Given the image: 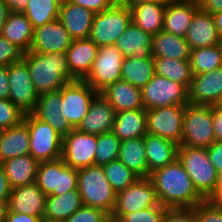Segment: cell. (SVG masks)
<instances>
[{"mask_svg":"<svg viewBox=\"0 0 222 222\" xmlns=\"http://www.w3.org/2000/svg\"><path fill=\"white\" fill-rule=\"evenodd\" d=\"M149 178L159 203L167 208H194L205 200L178 159L151 172Z\"/></svg>","mask_w":222,"mask_h":222,"instance_id":"cell-1","label":"cell"},{"mask_svg":"<svg viewBox=\"0 0 222 222\" xmlns=\"http://www.w3.org/2000/svg\"><path fill=\"white\" fill-rule=\"evenodd\" d=\"M23 60L39 95L59 91L76 80L69 71L66 52L40 54L28 51Z\"/></svg>","mask_w":222,"mask_h":222,"instance_id":"cell-2","label":"cell"},{"mask_svg":"<svg viewBox=\"0 0 222 222\" xmlns=\"http://www.w3.org/2000/svg\"><path fill=\"white\" fill-rule=\"evenodd\" d=\"M78 170V190L84 206L104 210L110 216L115 208L117 193L106 179L102 166L91 165Z\"/></svg>","mask_w":222,"mask_h":222,"instance_id":"cell-3","label":"cell"},{"mask_svg":"<svg viewBox=\"0 0 222 222\" xmlns=\"http://www.w3.org/2000/svg\"><path fill=\"white\" fill-rule=\"evenodd\" d=\"M178 160L191 178L197 192L208 200L217 187L218 173L205 148L178 147Z\"/></svg>","mask_w":222,"mask_h":222,"instance_id":"cell-4","label":"cell"},{"mask_svg":"<svg viewBox=\"0 0 222 222\" xmlns=\"http://www.w3.org/2000/svg\"><path fill=\"white\" fill-rule=\"evenodd\" d=\"M131 22L129 6L115 2L107 10L95 13L89 38L98 47L115 45Z\"/></svg>","mask_w":222,"mask_h":222,"instance_id":"cell-5","label":"cell"},{"mask_svg":"<svg viewBox=\"0 0 222 222\" xmlns=\"http://www.w3.org/2000/svg\"><path fill=\"white\" fill-rule=\"evenodd\" d=\"M215 142L212 106L187 104L180 146L209 148Z\"/></svg>","mask_w":222,"mask_h":222,"instance_id":"cell-6","label":"cell"},{"mask_svg":"<svg viewBox=\"0 0 222 222\" xmlns=\"http://www.w3.org/2000/svg\"><path fill=\"white\" fill-rule=\"evenodd\" d=\"M30 133V155L38 162L54 161L62 156L63 136L32 113L23 120Z\"/></svg>","mask_w":222,"mask_h":222,"instance_id":"cell-7","label":"cell"},{"mask_svg":"<svg viewBox=\"0 0 222 222\" xmlns=\"http://www.w3.org/2000/svg\"><path fill=\"white\" fill-rule=\"evenodd\" d=\"M141 95L146 111L164 106L188 104V89L183 84L157 74L141 89Z\"/></svg>","mask_w":222,"mask_h":222,"instance_id":"cell-8","label":"cell"},{"mask_svg":"<svg viewBox=\"0 0 222 222\" xmlns=\"http://www.w3.org/2000/svg\"><path fill=\"white\" fill-rule=\"evenodd\" d=\"M123 60L124 56L115 45L99 47L92 68L83 80L100 93L108 85L121 80Z\"/></svg>","mask_w":222,"mask_h":222,"instance_id":"cell-9","label":"cell"},{"mask_svg":"<svg viewBox=\"0 0 222 222\" xmlns=\"http://www.w3.org/2000/svg\"><path fill=\"white\" fill-rule=\"evenodd\" d=\"M98 94L84 80H74L61 88V114L73 128H77L89 112L92 100Z\"/></svg>","mask_w":222,"mask_h":222,"instance_id":"cell-10","label":"cell"},{"mask_svg":"<svg viewBox=\"0 0 222 222\" xmlns=\"http://www.w3.org/2000/svg\"><path fill=\"white\" fill-rule=\"evenodd\" d=\"M186 105H171L146 111L147 133L181 145Z\"/></svg>","mask_w":222,"mask_h":222,"instance_id":"cell-11","label":"cell"},{"mask_svg":"<svg viewBox=\"0 0 222 222\" xmlns=\"http://www.w3.org/2000/svg\"><path fill=\"white\" fill-rule=\"evenodd\" d=\"M8 99L23 113H32L39 99L25 61L11 63L8 67Z\"/></svg>","mask_w":222,"mask_h":222,"instance_id":"cell-12","label":"cell"},{"mask_svg":"<svg viewBox=\"0 0 222 222\" xmlns=\"http://www.w3.org/2000/svg\"><path fill=\"white\" fill-rule=\"evenodd\" d=\"M97 141V134H89L74 128L63 137L61 158L66 165L76 169L95 165Z\"/></svg>","mask_w":222,"mask_h":222,"instance_id":"cell-13","label":"cell"},{"mask_svg":"<svg viewBox=\"0 0 222 222\" xmlns=\"http://www.w3.org/2000/svg\"><path fill=\"white\" fill-rule=\"evenodd\" d=\"M159 204L157 194L149 177H138L123 191L117 193L115 208L111 215L130 214Z\"/></svg>","mask_w":222,"mask_h":222,"instance_id":"cell-14","label":"cell"},{"mask_svg":"<svg viewBox=\"0 0 222 222\" xmlns=\"http://www.w3.org/2000/svg\"><path fill=\"white\" fill-rule=\"evenodd\" d=\"M73 39L59 19L48 22L34 29V36L29 51L46 54L67 52Z\"/></svg>","mask_w":222,"mask_h":222,"instance_id":"cell-15","label":"cell"},{"mask_svg":"<svg viewBox=\"0 0 222 222\" xmlns=\"http://www.w3.org/2000/svg\"><path fill=\"white\" fill-rule=\"evenodd\" d=\"M222 96V66L212 71L193 74L188 90V103L213 106Z\"/></svg>","mask_w":222,"mask_h":222,"instance_id":"cell-16","label":"cell"},{"mask_svg":"<svg viewBox=\"0 0 222 222\" xmlns=\"http://www.w3.org/2000/svg\"><path fill=\"white\" fill-rule=\"evenodd\" d=\"M46 195L36 182L12 188L7 202L9 211L44 218Z\"/></svg>","mask_w":222,"mask_h":222,"instance_id":"cell-17","label":"cell"},{"mask_svg":"<svg viewBox=\"0 0 222 222\" xmlns=\"http://www.w3.org/2000/svg\"><path fill=\"white\" fill-rule=\"evenodd\" d=\"M198 9V0H168L162 30L184 38Z\"/></svg>","mask_w":222,"mask_h":222,"instance_id":"cell-18","label":"cell"},{"mask_svg":"<svg viewBox=\"0 0 222 222\" xmlns=\"http://www.w3.org/2000/svg\"><path fill=\"white\" fill-rule=\"evenodd\" d=\"M115 109L98 93L92 100L89 112L76 128L89 134H103L111 132L115 121Z\"/></svg>","mask_w":222,"mask_h":222,"instance_id":"cell-19","label":"cell"},{"mask_svg":"<svg viewBox=\"0 0 222 222\" xmlns=\"http://www.w3.org/2000/svg\"><path fill=\"white\" fill-rule=\"evenodd\" d=\"M95 13L67 0L61 3L58 19L73 40L89 38Z\"/></svg>","mask_w":222,"mask_h":222,"instance_id":"cell-20","label":"cell"},{"mask_svg":"<svg viewBox=\"0 0 222 222\" xmlns=\"http://www.w3.org/2000/svg\"><path fill=\"white\" fill-rule=\"evenodd\" d=\"M61 89L39 95L35 110L32 114L41 121L48 123L63 137L74 128L61 114Z\"/></svg>","mask_w":222,"mask_h":222,"instance_id":"cell-21","label":"cell"},{"mask_svg":"<svg viewBox=\"0 0 222 222\" xmlns=\"http://www.w3.org/2000/svg\"><path fill=\"white\" fill-rule=\"evenodd\" d=\"M184 38L191 49L215 46L221 42L213 15L200 8L194 14Z\"/></svg>","mask_w":222,"mask_h":222,"instance_id":"cell-22","label":"cell"},{"mask_svg":"<svg viewBox=\"0 0 222 222\" xmlns=\"http://www.w3.org/2000/svg\"><path fill=\"white\" fill-rule=\"evenodd\" d=\"M99 47L90 39L73 40L67 49V61L71 75L83 80L90 72Z\"/></svg>","mask_w":222,"mask_h":222,"instance_id":"cell-23","label":"cell"},{"mask_svg":"<svg viewBox=\"0 0 222 222\" xmlns=\"http://www.w3.org/2000/svg\"><path fill=\"white\" fill-rule=\"evenodd\" d=\"M115 112L144 109L141 89L129 82L118 80L100 92Z\"/></svg>","mask_w":222,"mask_h":222,"instance_id":"cell-24","label":"cell"},{"mask_svg":"<svg viewBox=\"0 0 222 222\" xmlns=\"http://www.w3.org/2000/svg\"><path fill=\"white\" fill-rule=\"evenodd\" d=\"M146 150V161L150 173L173 163L178 159V147L176 143L147 133L143 137Z\"/></svg>","mask_w":222,"mask_h":222,"instance_id":"cell-25","label":"cell"},{"mask_svg":"<svg viewBox=\"0 0 222 222\" xmlns=\"http://www.w3.org/2000/svg\"><path fill=\"white\" fill-rule=\"evenodd\" d=\"M28 154H30V133L24 121L0 131V163Z\"/></svg>","mask_w":222,"mask_h":222,"instance_id":"cell-26","label":"cell"},{"mask_svg":"<svg viewBox=\"0 0 222 222\" xmlns=\"http://www.w3.org/2000/svg\"><path fill=\"white\" fill-rule=\"evenodd\" d=\"M152 36L131 22L116 41L115 46L124 57L152 58Z\"/></svg>","mask_w":222,"mask_h":222,"instance_id":"cell-27","label":"cell"},{"mask_svg":"<svg viewBox=\"0 0 222 222\" xmlns=\"http://www.w3.org/2000/svg\"><path fill=\"white\" fill-rule=\"evenodd\" d=\"M131 11L132 22L151 36L162 31L166 2H142L127 5Z\"/></svg>","mask_w":222,"mask_h":222,"instance_id":"cell-28","label":"cell"},{"mask_svg":"<svg viewBox=\"0 0 222 222\" xmlns=\"http://www.w3.org/2000/svg\"><path fill=\"white\" fill-rule=\"evenodd\" d=\"M112 132L120 141L144 137L147 134L146 110L117 112Z\"/></svg>","mask_w":222,"mask_h":222,"instance_id":"cell-29","label":"cell"},{"mask_svg":"<svg viewBox=\"0 0 222 222\" xmlns=\"http://www.w3.org/2000/svg\"><path fill=\"white\" fill-rule=\"evenodd\" d=\"M151 50L152 58L189 60L192 49L185 38L162 30L152 36Z\"/></svg>","mask_w":222,"mask_h":222,"instance_id":"cell-30","label":"cell"},{"mask_svg":"<svg viewBox=\"0 0 222 222\" xmlns=\"http://www.w3.org/2000/svg\"><path fill=\"white\" fill-rule=\"evenodd\" d=\"M79 190H71L60 195H48L45 200L44 219L63 222L82 206Z\"/></svg>","mask_w":222,"mask_h":222,"instance_id":"cell-31","label":"cell"},{"mask_svg":"<svg viewBox=\"0 0 222 222\" xmlns=\"http://www.w3.org/2000/svg\"><path fill=\"white\" fill-rule=\"evenodd\" d=\"M11 188L36 182L39 162L30 154L0 163Z\"/></svg>","mask_w":222,"mask_h":222,"instance_id":"cell-32","label":"cell"},{"mask_svg":"<svg viewBox=\"0 0 222 222\" xmlns=\"http://www.w3.org/2000/svg\"><path fill=\"white\" fill-rule=\"evenodd\" d=\"M1 36L28 52L34 36V27L24 13L10 12Z\"/></svg>","mask_w":222,"mask_h":222,"instance_id":"cell-33","label":"cell"},{"mask_svg":"<svg viewBox=\"0 0 222 222\" xmlns=\"http://www.w3.org/2000/svg\"><path fill=\"white\" fill-rule=\"evenodd\" d=\"M118 160L138 177H149L143 137L121 141Z\"/></svg>","mask_w":222,"mask_h":222,"instance_id":"cell-34","label":"cell"},{"mask_svg":"<svg viewBox=\"0 0 222 222\" xmlns=\"http://www.w3.org/2000/svg\"><path fill=\"white\" fill-rule=\"evenodd\" d=\"M155 75L153 58L124 57L121 80L142 89Z\"/></svg>","mask_w":222,"mask_h":222,"instance_id":"cell-35","label":"cell"},{"mask_svg":"<svg viewBox=\"0 0 222 222\" xmlns=\"http://www.w3.org/2000/svg\"><path fill=\"white\" fill-rule=\"evenodd\" d=\"M155 74L183 84L188 90L192 82V70L189 60L153 58Z\"/></svg>","mask_w":222,"mask_h":222,"instance_id":"cell-36","label":"cell"},{"mask_svg":"<svg viewBox=\"0 0 222 222\" xmlns=\"http://www.w3.org/2000/svg\"><path fill=\"white\" fill-rule=\"evenodd\" d=\"M63 0H29L23 12L34 29L54 21L59 17Z\"/></svg>","mask_w":222,"mask_h":222,"instance_id":"cell-37","label":"cell"},{"mask_svg":"<svg viewBox=\"0 0 222 222\" xmlns=\"http://www.w3.org/2000/svg\"><path fill=\"white\" fill-rule=\"evenodd\" d=\"M193 74H202L222 66V51L219 45L191 50L189 58Z\"/></svg>","mask_w":222,"mask_h":222,"instance_id":"cell-38","label":"cell"},{"mask_svg":"<svg viewBox=\"0 0 222 222\" xmlns=\"http://www.w3.org/2000/svg\"><path fill=\"white\" fill-rule=\"evenodd\" d=\"M66 166L65 161L60 158L54 161L39 162L36 184L48 196L53 190H57L58 173Z\"/></svg>","mask_w":222,"mask_h":222,"instance_id":"cell-39","label":"cell"},{"mask_svg":"<svg viewBox=\"0 0 222 222\" xmlns=\"http://www.w3.org/2000/svg\"><path fill=\"white\" fill-rule=\"evenodd\" d=\"M102 169L116 193H119L132 185L138 178L121 161L116 160L102 165Z\"/></svg>","mask_w":222,"mask_h":222,"instance_id":"cell-40","label":"cell"},{"mask_svg":"<svg viewBox=\"0 0 222 222\" xmlns=\"http://www.w3.org/2000/svg\"><path fill=\"white\" fill-rule=\"evenodd\" d=\"M120 145L121 141L112 131L98 135L95 165L102 166L118 160Z\"/></svg>","mask_w":222,"mask_h":222,"instance_id":"cell-41","label":"cell"},{"mask_svg":"<svg viewBox=\"0 0 222 222\" xmlns=\"http://www.w3.org/2000/svg\"><path fill=\"white\" fill-rule=\"evenodd\" d=\"M167 207L160 203L147 209H141L125 215H111L112 222H164Z\"/></svg>","mask_w":222,"mask_h":222,"instance_id":"cell-42","label":"cell"},{"mask_svg":"<svg viewBox=\"0 0 222 222\" xmlns=\"http://www.w3.org/2000/svg\"><path fill=\"white\" fill-rule=\"evenodd\" d=\"M25 117L9 99H0V131L20 124Z\"/></svg>","mask_w":222,"mask_h":222,"instance_id":"cell-43","label":"cell"},{"mask_svg":"<svg viewBox=\"0 0 222 222\" xmlns=\"http://www.w3.org/2000/svg\"><path fill=\"white\" fill-rule=\"evenodd\" d=\"M63 222H112L104 210L82 205Z\"/></svg>","mask_w":222,"mask_h":222,"instance_id":"cell-44","label":"cell"},{"mask_svg":"<svg viewBox=\"0 0 222 222\" xmlns=\"http://www.w3.org/2000/svg\"><path fill=\"white\" fill-rule=\"evenodd\" d=\"M78 188V170L66 165L61 173H58L57 190L50 195H60Z\"/></svg>","mask_w":222,"mask_h":222,"instance_id":"cell-45","label":"cell"},{"mask_svg":"<svg viewBox=\"0 0 222 222\" xmlns=\"http://www.w3.org/2000/svg\"><path fill=\"white\" fill-rule=\"evenodd\" d=\"M198 222H222V206L204 200L194 208Z\"/></svg>","mask_w":222,"mask_h":222,"instance_id":"cell-46","label":"cell"},{"mask_svg":"<svg viewBox=\"0 0 222 222\" xmlns=\"http://www.w3.org/2000/svg\"><path fill=\"white\" fill-rule=\"evenodd\" d=\"M24 51L0 35V66L8 67L11 63L23 59Z\"/></svg>","mask_w":222,"mask_h":222,"instance_id":"cell-47","label":"cell"},{"mask_svg":"<svg viewBox=\"0 0 222 222\" xmlns=\"http://www.w3.org/2000/svg\"><path fill=\"white\" fill-rule=\"evenodd\" d=\"M164 222H198L193 208H168Z\"/></svg>","mask_w":222,"mask_h":222,"instance_id":"cell-48","label":"cell"},{"mask_svg":"<svg viewBox=\"0 0 222 222\" xmlns=\"http://www.w3.org/2000/svg\"><path fill=\"white\" fill-rule=\"evenodd\" d=\"M67 1L82 6L86 9H89L94 13H99L104 10H107L115 3L114 0H67Z\"/></svg>","mask_w":222,"mask_h":222,"instance_id":"cell-49","label":"cell"},{"mask_svg":"<svg viewBox=\"0 0 222 222\" xmlns=\"http://www.w3.org/2000/svg\"><path fill=\"white\" fill-rule=\"evenodd\" d=\"M207 153L217 173L222 172V141H215L207 148Z\"/></svg>","mask_w":222,"mask_h":222,"instance_id":"cell-50","label":"cell"},{"mask_svg":"<svg viewBox=\"0 0 222 222\" xmlns=\"http://www.w3.org/2000/svg\"><path fill=\"white\" fill-rule=\"evenodd\" d=\"M212 119L215 141H222V108L217 104L212 106Z\"/></svg>","mask_w":222,"mask_h":222,"instance_id":"cell-51","label":"cell"},{"mask_svg":"<svg viewBox=\"0 0 222 222\" xmlns=\"http://www.w3.org/2000/svg\"><path fill=\"white\" fill-rule=\"evenodd\" d=\"M44 218L16 213L7 209L5 222H42Z\"/></svg>","mask_w":222,"mask_h":222,"instance_id":"cell-52","label":"cell"},{"mask_svg":"<svg viewBox=\"0 0 222 222\" xmlns=\"http://www.w3.org/2000/svg\"><path fill=\"white\" fill-rule=\"evenodd\" d=\"M12 188L9 185L8 178L0 164V201L8 202Z\"/></svg>","mask_w":222,"mask_h":222,"instance_id":"cell-53","label":"cell"},{"mask_svg":"<svg viewBox=\"0 0 222 222\" xmlns=\"http://www.w3.org/2000/svg\"><path fill=\"white\" fill-rule=\"evenodd\" d=\"M199 8L207 13L214 14L222 11V0H198Z\"/></svg>","mask_w":222,"mask_h":222,"instance_id":"cell-54","label":"cell"},{"mask_svg":"<svg viewBox=\"0 0 222 222\" xmlns=\"http://www.w3.org/2000/svg\"><path fill=\"white\" fill-rule=\"evenodd\" d=\"M9 77L7 67L0 66V99H8Z\"/></svg>","mask_w":222,"mask_h":222,"instance_id":"cell-55","label":"cell"},{"mask_svg":"<svg viewBox=\"0 0 222 222\" xmlns=\"http://www.w3.org/2000/svg\"><path fill=\"white\" fill-rule=\"evenodd\" d=\"M208 200L215 205L222 206V172L218 174L216 190Z\"/></svg>","mask_w":222,"mask_h":222,"instance_id":"cell-56","label":"cell"},{"mask_svg":"<svg viewBox=\"0 0 222 222\" xmlns=\"http://www.w3.org/2000/svg\"><path fill=\"white\" fill-rule=\"evenodd\" d=\"M10 12L23 13L29 0H5Z\"/></svg>","mask_w":222,"mask_h":222,"instance_id":"cell-57","label":"cell"},{"mask_svg":"<svg viewBox=\"0 0 222 222\" xmlns=\"http://www.w3.org/2000/svg\"><path fill=\"white\" fill-rule=\"evenodd\" d=\"M10 14L9 8L5 2V0H0V35L3 29V26L8 19Z\"/></svg>","mask_w":222,"mask_h":222,"instance_id":"cell-58","label":"cell"},{"mask_svg":"<svg viewBox=\"0 0 222 222\" xmlns=\"http://www.w3.org/2000/svg\"><path fill=\"white\" fill-rule=\"evenodd\" d=\"M219 37L222 39V11L212 14Z\"/></svg>","mask_w":222,"mask_h":222,"instance_id":"cell-59","label":"cell"},{"mask_svg":"<svg viewBox=\"0 0 222 222\" xmlns=\"http://www.w3.org/2000/svg\"><path fill=\"white\" fill-rule=\"evenodd\" d=\"M167 2L168 0H123L121 3L126 5H134L142 2Z\"/></svg>","mask_w":222,"mask_h":222,"instance_id":"cell-60","label":"cell"},{"mask_svg":"<svg viewBox=\"0 0 222 222\" xmlns=\"http://www.w3.org/2000/svg\"><path fill=\"white\" fill-rule=\"evenodd\" d=\"M7 209V202L0 201V222H5Z\"/></svg>","mask_w":222,"mask_h":222,"instance_id":"cell-61","label":"cell"},{"mask_svg":"<svg viewBox=\"0 0 222 222\" xmlns=\"http://www.w3.org/2000/svg\"><path fill=\"white\" fill-rule=\"evenodd\" d=\"M217 105L222 108V96L221 99L218 101Z\"/></svg>","mask_w":222,"mask_h":222,"instance_id":"cell-62","label":"cell"},{"mask_svg":"<svg viewBox=\"0 0 222 222\" xmlns=\"http://www.w3.org/2000/svg\"><path fill=\"white\" fill-rule=\"evenodd\" d=\"M219 46H220L221 51H222V39H221V42H220Z\"/></svg>","mask_w":222,"mask_h":222,"instance_id":"cell-63","label":"cell"},{"mask_svg":"<svg viewBox=\"0 0 222 222\" xmlns=\"http://www.w3.org/2000/svg\"><path fill=\"white\" fill-rule=\"evenodd\" d=\"M42 222H54V221H47V220L44 219Z\"/></svg>","mask_w":222,"mask_h":222,"instance_id":"cell-64","label":"cell"},{"mask_svg":"<svg viewBox=\"0 0 222 222\" xmlns=\"http://www.w3.org/2000/svg\"><path fill=\"white\" fill-rule=\"evenodd\" d=\"M115 2H122L123 0H114Z\"/></svg>","mask_w":222,"mask_h":222,"instance_id":"cell-65","label":"cell"}]
</instances>
